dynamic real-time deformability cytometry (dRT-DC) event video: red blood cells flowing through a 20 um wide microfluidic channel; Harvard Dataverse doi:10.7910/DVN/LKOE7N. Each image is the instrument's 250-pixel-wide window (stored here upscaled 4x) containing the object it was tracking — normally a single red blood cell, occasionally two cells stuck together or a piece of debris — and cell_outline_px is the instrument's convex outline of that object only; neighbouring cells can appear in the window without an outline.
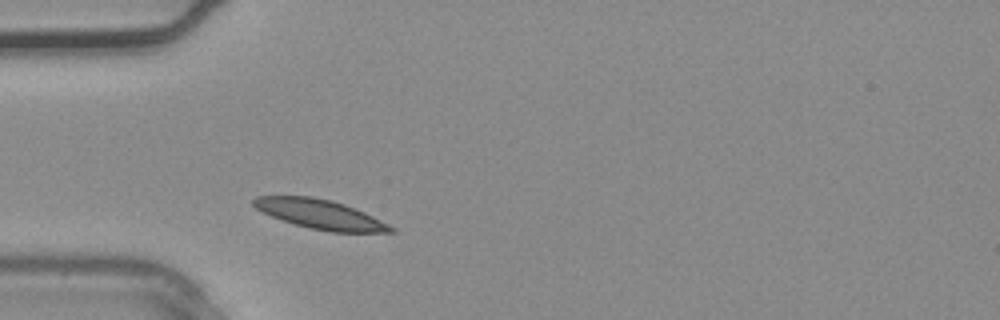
{"species": "common noctule bat (a hibernating species)", "species_latin": "Nyctalus noctula", "temperature_condition": "warm", "stored_images_in_passage": 2, "camera_frame_rate_fps": 3000, "um_per_image_px": 0.085, "animal": {"sex": "male", "body_mass_g": 20.4}, "frame": {"image": 1, "passage_image": 1, "time_ms": 0.0, "image_size_px": [1000, 320], "cell_outline_px": [[396, 232], [332, 232], [308, 228], [272, 216], [256, 208], [252, 204], [252, 200], [256, 196], [312, 196], [332, 200], [344, 204], [364, 212], [396, 228]], "centroid_in_image_um": [27.23, 18.21], "position_along_channel_um": 57.8, "area_um2": 23.29}}